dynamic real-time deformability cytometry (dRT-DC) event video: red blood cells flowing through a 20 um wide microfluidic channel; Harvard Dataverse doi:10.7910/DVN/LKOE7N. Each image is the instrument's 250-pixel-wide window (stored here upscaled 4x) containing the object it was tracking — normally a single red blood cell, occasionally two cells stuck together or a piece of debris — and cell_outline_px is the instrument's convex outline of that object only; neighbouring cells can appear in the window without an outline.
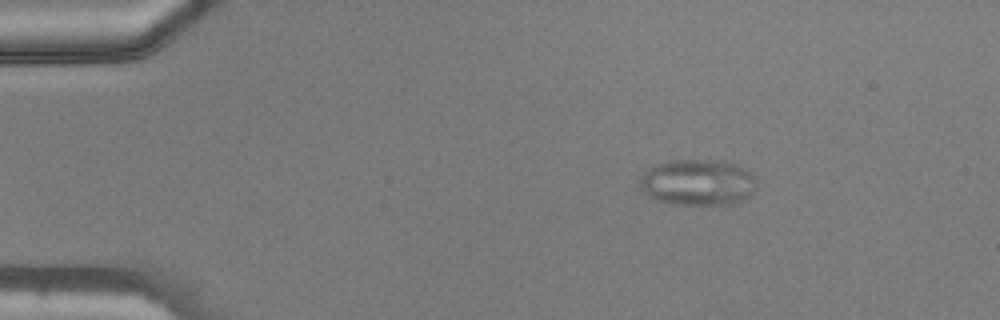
{"species": "common noctule bat (a hibernating species)", "species_latin": "Nyctalus noctula", "temperature_condition": "warm", "stored_images_in_passage": 40, "camera_frame_rate_fps": 3000, "um_per_image_px": 0.085, "animal": {"sex": "male", "body_mass_g": 20.5, "forearm_length_mm": 52.5}, "frame": {"image": 1, "passage_image": 1, "time_ms": 0.0, "image_size_px": [1000, 320], "cell_outline_px": [[756, 180], [752, 192], [748, 196], [732, 204], [676, 204], [656, 200], [648, 196], [640, 188], [640, 176], [648, 168], [656, 164], [668, 160], [724, 160], [748, 168]], "centroid_in_image_um": [59.29, 15.48], "position_along_channel_um": 25.7, "area_um2": 31.56}}
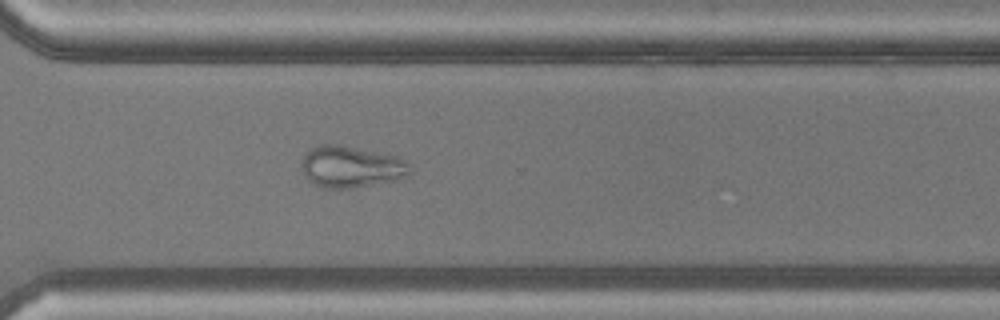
{"frame": {"image": 2, "passage_image": 28, "time_ms": 9.0, "image_size_px": [1000, 320], "cell_outline_px": [[412, 172], [408, 176], [396, 180], [352, 188], [324, 188], [312, 184], [304, 176], [304, 156], [308, 148], [320, 144], [336, 144], [396, 156], [408, 160]], "centroid_in_image_um": [29.87, 14.18], "position_along_channel_um": 340.7, "area_um2": 26.3}}
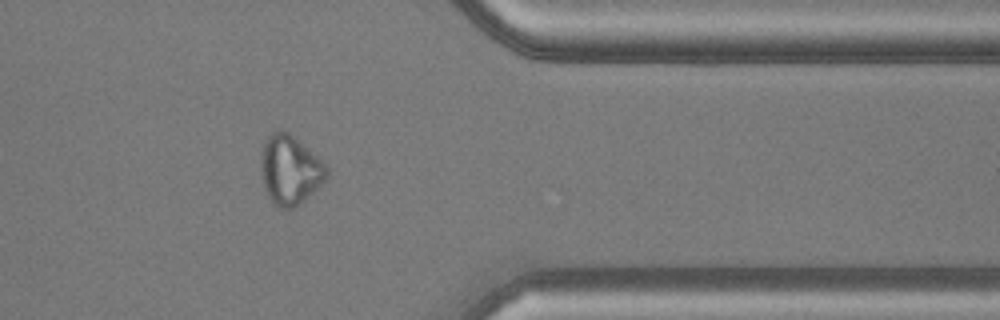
{"frame": {"image": 3, "passage_image": 32, "time_ms": 10.333, "image_size_px": [1000, 320], "cell_outline_px": [[328, 176], [312, 192], [292, 208], [276, 208], [272, 204], [264, 188], [260, 172], [260, 152], [264, 140], [272, 132], [284, 128], [328, 164]], "centroid_in_image_um": [24.61, 14.4], "position_along_channel_um": 386.8, "area_um2": 26.93}}